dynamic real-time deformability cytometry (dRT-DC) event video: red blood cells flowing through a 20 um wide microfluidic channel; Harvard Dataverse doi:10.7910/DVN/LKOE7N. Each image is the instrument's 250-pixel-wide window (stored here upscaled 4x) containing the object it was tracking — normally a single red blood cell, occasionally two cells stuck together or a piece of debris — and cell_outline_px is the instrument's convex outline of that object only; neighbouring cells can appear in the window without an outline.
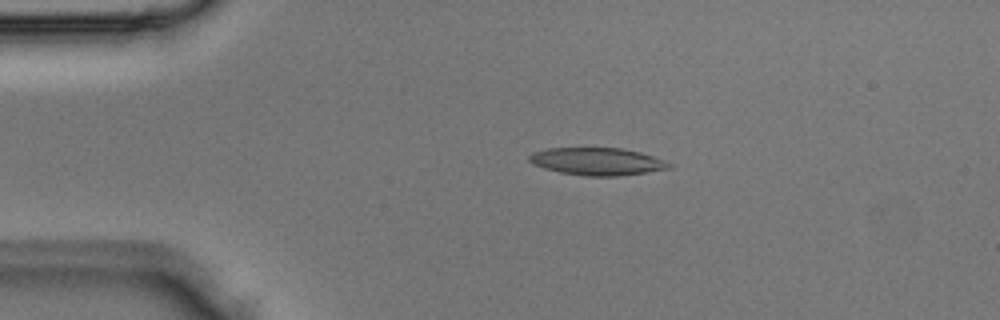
{"species": "Egyptian fruit bat (a non-hibernating species)", "species_latin": "Rousettus aegyptiacus", "temperature_condition": "room temperature", "stored_images_in_passage": 4, "camera_frame_rate_fps": 3000, "um_per_image_px": 0.085, "animal": {"sex": "male"}, "frame": {"image": 1, "passage_image": 2, "time_ms": 0.333, "image_size_px": [1000, 320], "cell_outline_px": [[672, 168], [620, 176], [584, 176], [560, 172], [544, 168], [532, 164], [528, 160], [528, 156], [532, 152], [548, 148], [620, 148], [640, 152], [664, 160], [672, 164]], "centroid_in_image_um": [50.74, 13.72], "position_along_channel_um": 34.3, "area_um2": 22.43}}